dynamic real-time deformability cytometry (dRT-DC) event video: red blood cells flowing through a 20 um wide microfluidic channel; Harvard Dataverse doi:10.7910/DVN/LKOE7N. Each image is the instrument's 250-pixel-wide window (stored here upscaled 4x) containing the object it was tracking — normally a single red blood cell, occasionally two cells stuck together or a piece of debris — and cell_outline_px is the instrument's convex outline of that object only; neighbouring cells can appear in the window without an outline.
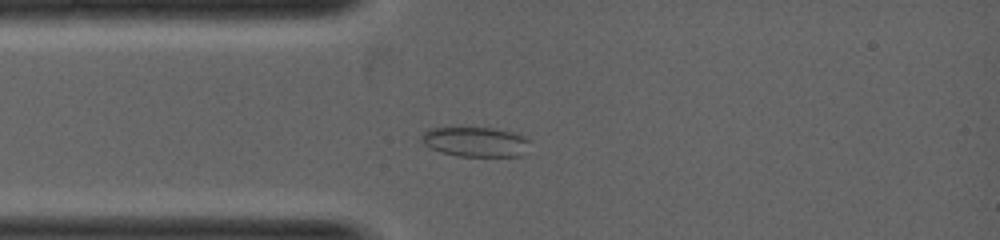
{"species": "common noctule bat (a hibernating species)", "species_latin": "Nyctalus noctula", "temperature_condition": "warm", "stored_images_in_passage": 4, "camera_frame_rate_fps": 5000, "um_per_image_px": 0.085, "animal": {"sex": "female", "body_mass_g": 19.0, "forearm_length_mm": 53.3}, "frame": {"image": 1, "passage_image": 3, "time_ms": 1.2, "image_size_px": [1000, 240], "cell_outline_px": [[532, 140], [528, 152], [524, 156], [456, 156], [440, 152], [424, 144], [420, 140], [420, 136], [428, 128], [496, 128], [512, 132], [524, 136]], "centroid_in_image_um": [40.48, 12.06], "position_along_channel_um": 44.5, "area_um2": 19.19}}